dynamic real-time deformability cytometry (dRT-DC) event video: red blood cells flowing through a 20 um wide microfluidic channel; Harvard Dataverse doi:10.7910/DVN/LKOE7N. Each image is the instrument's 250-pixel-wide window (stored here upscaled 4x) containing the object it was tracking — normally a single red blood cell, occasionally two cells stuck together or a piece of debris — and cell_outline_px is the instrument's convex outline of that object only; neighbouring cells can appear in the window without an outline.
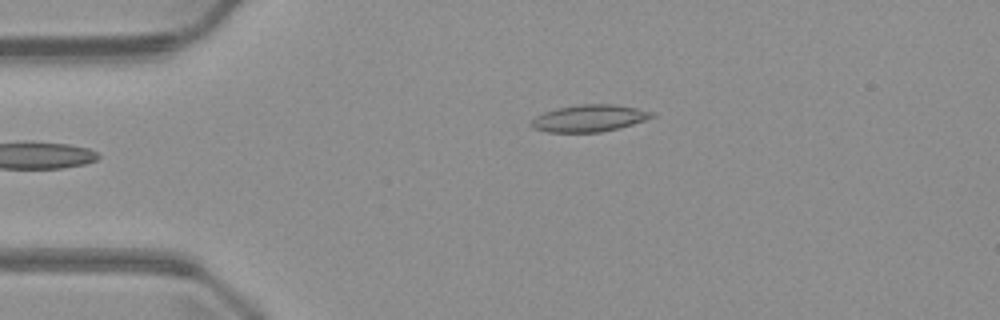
{"species": "common noctule bat (a hibernating species)", "species_latin": "Nyctalus noctula", "temperature_condition": "warm", "stored_images_in_passage": 4, "camera_frame_rate_fps": 3000, "um_per_image_px": 0.085, "animal": {"sex": "male", "body_mass_g": 23.1, "forearm_length_mm": 52.7}, "frame": {"image": 1, "passage_image": 4, "time_ms": 3.667, "image_size_px": [1000, 320], "cell_outline_px": [[656, 116], [620, 128], [600, 132], [548, 132], [536, 128], [528, 124], [536, 116], [544, 112], [556, 108], [580, 104], [612, 104], [636, 108], [652, 112]], "centroid_in_image_um": [50.07, 10.05], "position_along_channel_um": 34.9, "area_um2": 18.79}}